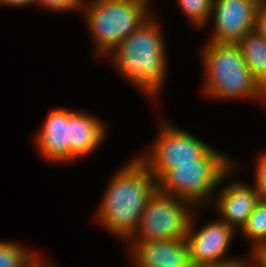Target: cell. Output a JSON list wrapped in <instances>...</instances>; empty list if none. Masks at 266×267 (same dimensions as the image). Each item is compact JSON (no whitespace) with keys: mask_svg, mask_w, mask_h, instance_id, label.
Listing matches in <instances>:
<instances>
[{"mask_svg":"<svg viewBox=\"0 0 266 267\" xmlns=\"http://www.w3.org/2000/svg\"><path fill=\"white\" fill-rule=\"evenodd\" d=\"M156 189L157 182L150 171L135 158L109 184L99 207V221L119 237L136 236L143 210Z\"/></svg>","mask_w":266,"mask_h":267,"instance_id":"6da1fadb","label":"cell"},{"mask_svg":"<svg viewBox=\"0 0 266 267\" xmlns=\"http://www.w3.org/2000/svg\"><path fill=\"white\" fill-rule=\"evenodd\" d=\"M151 18L121 41L110 54L127 79L155 97L163 84L167 62L160 26Z\"/></svg>","mask_w":266,"mask_h":267,"instance_id":"7a4b0ae2","label":"cell"},{"mask_svg":"<svg viewBox=\"0 0 266 267\" xmlns=\"http://www.w3.org/2000/svg\"><path fill=\"white\" fill-rule=\"evenodd\" d=\"M204 50L205 93L224 99H266V90L251 75L237 45L209 42Z\"/></svg>","mask_w":266,"mask_h":267,"instance_id":"3957f363","label":"cell"},{"mask_svg":"<svg viewBox=\"0 0 266 267\" xmlns=\"http://www.w3.org/2000/svg\"><path fill=\"white\" fill-rule=\"evenodd\" d=\"M148 1L92 0L86 4L87 22L99 53H111L121 41L146 22Z\"/></svg>","mask_w":266,"mask_h":267,"instance_id":"277c9868","label":"cell"},{"mask_svg":"<svg viewBox=\"0 0 266 267\" xmlns=\"http://www.w3.org/2000/svg\"><path fill=\"white\" fill-rule=\"evenodd\" d=\"M229 160L211 149L194 163L177 164L157 182V189L196 206L201 201L205 202L206 198L208 200L216 186L225 179L232 169Z\"/></svg>","mask_w":266,"mask_h":267,"instance_id":"5b68a950","label":"cell"},{"mask_svg":"<svg viewBox=\"0 0 266 267\" xmlns=\"http://www.w3.org/2000/svg\"><path fill=\"white\" fill-rule=\"evenodd\" d=\"M190 206L189 202L156 189L141 215L135 243L186 238L193 217L188 213Z\"/></svg>","mask_w":266,"mask_h":267,"instance_id":"8992f818","label":"cell"},{"mask_svg":"<svg viewBox=\"0 0 266 267\" xmlns=\"http://www.w3.org/2000/svg\"><path fill=\"white\" fill-rule=\"evenodd\" d=\"M161 129L152 153L148 158H139L156 182L177 164L194 163V160L202 159L212 149L203 141L170 124L162 125Z\"/></svg>","mask_w":266,"mask_h":267,"instance_id":"52a82bcc","label":"cell"},{"mask_svg":"<svg viewBox=\"0 0 266 267\" xmlns=\"http://www.w3.org/2000/svg\"><path fill=\"white\" fill-rule=\"evenodd\" d=\"M261 0H213L211 15L215 17V34L210 40L216 44L237 45L254 30L255 15Z\"/></svg>","mask_w":266,"mask_h":267,"instance_id":"ba28073f","label":"cell"},{"mask_svg":"<svg viewBox=\"0 0 266 267\" xmlns=\"http://www.w3.org/2000/svg\"><path fill=\"white\" fill-rule=\"evenodd\" d=\"M191 217L186 241L189 247L190 262L195 264H231L233 267L242 263L240 260L225 259L227 249L233 238L234 228L221 220L211 222L194 232ZM193 231V232H192Z\"/></svg>","mask_w":266,"mask_h":267,"instance_id":"9c48e42d","label":"cell"},{"mask_svg":"<svg viewBox=\"0 0 266 267\" xmlns=\"http://www.w3.org/2000/svg\"><path fill=\"white\" fill-rule=\"evenodd\" d=\"M133 249L135 267H190L191 265L185 238L134 243Z\"/></svg>","mask_w":266,"mask_h":267,"instance_id":"30bf717a","label":"cell"},{"mask_svg":"<svg viewBox=\"0 0 266 267\" xmlns=\"http://www.w3.org/2000/svg\"><path fill=\"white\" fill-rule=\"evenodd\" d=\"M72 112L62 108L49 113L36 138L45 158L54 162L70 161L69 115Z\"/></svg>","mask_w":266,"mask_h":267,"instance_id":"8fae6325","label":"cell"},{"mask_svg":"<svg viewBox=\"0 0 266 267\" xmlns=\"http://www.w3.org/2000/svg\"><path fill=\"white\" fill-rule=\"evenodd\" d=\"M219 194L216 204L221 214V221L232 228L237 224L242 228L259 202L256 188L247 186L245 183L235 182L227 185Z\"/></svg>","mask_w":266,"mask_h":267,"instance_id":"7c38bea8","label":"cell"},{"mask_svg":"<svg viewBox=\"0 0 266 267\" xmlns=\"http://www.w3.org/2000/svg\"><path fill=\"white\" fill-rule=\"evenodd\" d=\"M104 135V125L98 119L84 112L73 111L69 115L70 161L97 149Z\"/></svg>","mask_w":266,"mask_h":267,"instance_id":"4fadbf2b","label":"cell"},{"mask_svg":"<svg viewBox=\"0 0 266 267\" xmlns=\"http://www.w3.org/2000/svg\"><path fill=\"white\" fill-rule=\"evenodd\" d=\"M237 46L251 75L266 90V39L252 30Z\"/></svg>","mask_w":266,"mask_h":267,"instance_id":"5bb4252c","label":"cell"},{"mask_svg":"<svg viewBox=\"0 0 266 267\" xmlns=\"http://www.w3.org/2000/svg\"><path fill=\"white\" fill-rule=\"evenodd\" d=\"M246 237L254 240L256 251L266 244V203L259 201L248 217L246 224L241 228Z\"/></svg>","mask_w":266,"mask_h":267,"instance_id":"9a60e30c","label":"cell"},{"mask_svg":"<svg viewBox=\"0 0 266 267\" xmlns=\"http://www.w3.org/2000/svg\"><path fill=\"white\" fill-rule=\"evenodd\" d=\"M39 258L12 242H0V267H34Z\"/></svg>","mask_w":266,"mask_h":267,"instance_id":"2e32d148","label":"cell"},{"mask_svg":"<svg viewBox=\"0 0 266 267\" xmlns=\"http://www.w3.org/2000/svg\"><path fill=\"white\" fill-rule=\"evenodd\" d=\"M184 14L197 25H204L211 17L213 0H178Z\"/></svg>","mask_w":266,"mask_h":267,"instance_id":"e0dca14e","label":"cell"},{"mask_svg":"<svg viewBox=\"0 0 266 267\" xmlns=\"http://www.w3.org/2000/svg\"><path fill=\"white\" fill-rule=\"evenodd\" d=\"M256 171L255 186L259 201L266 203V153L260 157Z\"/></svg>","mask_w":266,"mask_h":267,"instance_id":"ac0fdd59","label":"cell"},{"mask_svg":"<svg viewBox=\"0 0 266 267\" xmlns=\"http://www.w3.org/2000/svg\"><path fill=\"white\" fill-rule=\"evenodd\" d=\"M36 2L54 11L74 10L85 5L82 0H36Z\"/></svg>","mask_w":266,"mask_h":267,"instance_id":"d6986e66","label":"cell"},{"mask_svg":"<svg viewBox=\"0 0 266 267\" xmlns=\"http://www.w3.org/2000/svg\"><path fill=\"white\" fill-rule=\"evenodd\" d=\"M254 30L266 39V0H261L255 15Z\"/></svg>","mask_w":266,"mask_h":267,"instance_id":"ffe728a7","label":"cell"},{"mask_svg":"<svg viewBox=\"0 0 266 267\" xmlns=\"http://www.w3.org/2000/svg\"><path fill=\"white\" fill-rule=\"evenodd\" d=\"M254 253V255H253ZM252 256L255 257L259 267H266V244L260 246L256 251H253Z\"/></svg>","mask_w":266,"mask_h":267,"instance_id":"44dd1931","label":"cell"},{"mask_svg":"<svg viewBox=\"0 0 266 267\" xmlns=\"http://www.w3.org/2000/svg\"><path fill=\"white\" fill-rule=\"evenodd\" d=\"M36 0H0V4H7V5H12V6H25V5H29L32 3H35Z\"/></svg>","mask_w":266,"mask_h":267,"instance_id":"7402d4cb","label":"cell"},{"mask_svg":"<svg viewBox=\"0 0 266 267\" xmlns=\"http://www.w3.org/2000/svg\"><path fill=\"white\" fill-rule=\"evenodd\" d=\"M190 267H233L231 264H195L191 263Z\"/></svg>","mask_w":266,"mask_h":267,"instance_id":"603a6c76","label":"cell"},{"mask_svg":"<svg viewBox=\"0 0 266 267\" xmlns=\"http://www.w3.org/2000/svg\"><path fill=\"white\" fill-rule=\"evenodd\" d=\"M55 267L54 265L52 266V264L51 265H45V264H43V262H41V260L34 266V267Z\"/></svg>","mask_w":266,"mask_h":267,"instance_id":"cb8c5ba5","label":"cell"},{"mask_svg":"<svg viewBox=\"0 0 266 267\" xmlns=\"http://www.w3.org/2000/svg\"><path fill=\"white\" fill-rule=\"evenodd\" d=\"M244 265H245V263H244V264L241 263V264H239V265H237V266H235V267H244Z\"/></svg>","mask_w":266,"mask_h":267,"instance_id":"d4e9b609","label":"cell"}]
</instances>
